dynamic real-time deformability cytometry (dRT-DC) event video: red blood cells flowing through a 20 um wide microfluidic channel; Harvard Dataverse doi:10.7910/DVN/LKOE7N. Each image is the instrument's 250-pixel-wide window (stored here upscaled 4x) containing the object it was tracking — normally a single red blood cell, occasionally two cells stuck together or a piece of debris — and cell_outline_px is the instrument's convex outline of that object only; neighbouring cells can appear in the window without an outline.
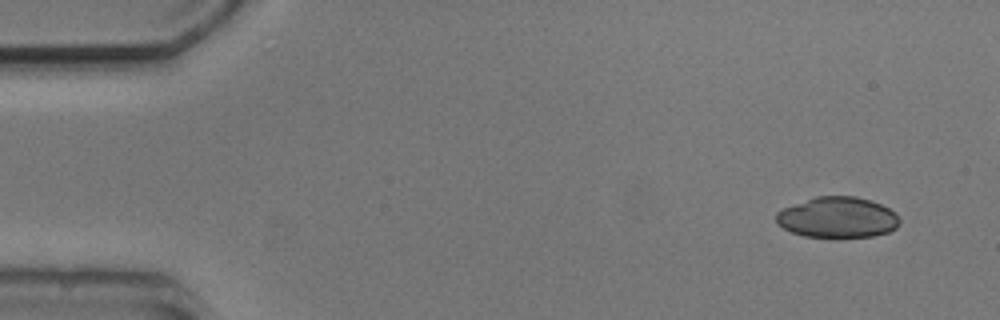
{"species": "common noctule bat (a hibernating species)", "species_latin": "Nyctalus noctula", "temperature_condition": "cold", "stored_images_in_passage": 5, "camera_frame_rate_fps": 3000, "um_per_image_px": 0.085, "animal": {"sex": "male", "body_mass_g": 20.5, "forearm_length_mm": 52.5}, "frame": {"image": 1, "passage_image": 1, "time_ms": 0.0, "image_size_px": [1000, 320], "cell_outline_px": [[900, 224], [896, 228], [888, 232], [872, 236], [836, 240], [804, 236], [792, 232], [776, 224], [776, 212], [784, 208], [816, 196], [856, 196], [872, 200], [896, 212], [900, 220]], "centroid_in_image_um": [71.21, 18.52], "position_along_channel_um": 13.8, "area_um2": 30.11}}